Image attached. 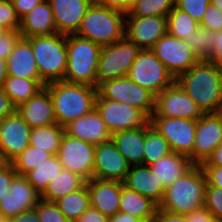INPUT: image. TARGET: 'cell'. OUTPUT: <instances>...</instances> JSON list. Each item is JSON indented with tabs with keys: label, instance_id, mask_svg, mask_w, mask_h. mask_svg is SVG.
I'll return each instance as SVG.
<instances>
[{
	"label": "cell",
	"instance_id": "11",
	"mask_svg": "<svg viewBox=\"0 0 222 222\" xmlns=\"http://www.w3.org/2000/svg\"><path fill=\"white\" fill-rule=\"evenodd\" d=\"M203 114L194 100L174 81L155 96V108L150 117L198 120Z\"/></svg>",
	"mask_w": 222,
	"mask_h": 222
},
{
	"label": "cell",
	"instance_id": "60",
	"mask_svg": "<svg viewBox=\"0 0 222 222\" xmlns=\"http://www.w3.org/2000/svg\"><path fill=\"white\" fill-rule=\"evenodd\" d=\"M10 164V161L6 158L4 151L0 147V168H3Z\"/></svg>",
	"mask_w": 222,
	"mask_h": 222
},
{
	"label": "cell",
	"instance_id": "45",
	"mask_svg": "<svg viewBox=\"0 0 222 222\" xmlns=\"http://www.w3.org/2000/svg\"><path fill=\"white\" fill-rule=\"evenodd\" d=\"M21 37L19 31H7L0 36V58L7 60L12 53L16 42Z\"/></svg>",
	"mask_w": 222,
	"mask_h": 222
},
{
	"label": "cell",
	"instance_id": "56",
	"mask_svg": "<svg viewBox=\"0 0 222 222\" xmlns=\"http://www.w3.org/2000/svg\"><path fill=\"white\" fill-rule=\"evenodd\" d=\"M201 166L222 167V142L215 148L212 155Z\"/></svg>",
	"mask_w": 222,
	"mask_h": 222
},
{
	"label": "cell",
	"instance_id": "34",
	"mask_svg": "<svg viewBox=\"0 0 222 222\" xmlns=\"http://www.w3.org/2000/svg\"><path fill=\"white\" fill-rule=\"evenodd\" d=\"M63 167L58 160L57 155L42 161L34 169L26 173L24 176L28 182L42 194L47 188L49 182L62 171Z\"/></svg>",
	"mask_w": 222,
	"mask_h": 222
},
{
	"label": "cell",
	"instance_id": "22",
	"mask_svg": "<svg viewBox=\"0 0 222 222\" xmlns=\"http://www.w3.org/2000/svg\"><path fill=\"white\" fill-rule=\"evenodd\" d=\"M86 185L90 195L91 207L96 208L108 218L119 211L121 181L92 178L86 181Z\"/></svg>",
	"mask_w": 222,
	"mask_h": 222
},
{
	"label": "cell",
	"instance_id": "48",
	"mask_svg": "<svg viewBox=\"0 0 222 222\" xmlns=\"http://www.w3.org/2000/svg\"><path fill=\"white\" fill-rule=\"evenodd\" d=\"M153 218L155 222H188L185 214L172 213L160 208H157Z\"/></svg>",
	"mask_w": 222,
	"mask_h": 222
},
{
	"label": "cell",
	"instance_id": "43",
	"mask_svg": "<svg viewBox=\"0 0 222 222\" xmlns=\"http://www.w3.org/2000/svg\"><path fill=\"white\" fill-rule=\"evenodd\" d=\"M210 0H175V6L188 13L198 23L201 22Z\"/></svg>",
	"mask_w": 222,
	"mask_h": 222
},
{
	"label": "cell",
	"instance_id": "40",
	"mask_svg": "<svg viewBox=\"0 0 222 222\" xmlns=\"http://www.w3.org/2000/svg\"><path fill=\"white\" fill-rule=\"evenodd\" d=\"M203 207L222 222V189L207 182Z\"/></svg>",
	"mask_w": 222,
	"mask_h": 222
},
{
	"label": "cell",
	"instance_id": "28",
	"mask_svg": "<svg viewBox=\"0 0 222 222\" xmlns=\"http://www.w3.org/2000/svg\"><path fill=\"white\" fill-rule=\"evenodd\" d=\"M194 165L190 157L171 152L149 167L158 180L162 182V185L167 188L177 178L187 173Z\"/></svg>",
	"mask_w": 222,
	"mask_h": 222
},
{
	"label": "cell",
	"instance_id": "24",
	"mask_svg": "<svg viewBox=\"0 0 222 222\" xmlns=\"http://www.w3.org/2000/svg\"><path fill=\"white\" fill-rule=\"evenodd\" d=\"M123 186L151 198L158 205L162 201L165 187L147 165H131L126 173Z\"/></svg>",
	"mask_w": 222,
	"mask_h": 222
},
{
	"label": "cell",
	"instance_id": "23",
	"mask_svg": "<svg viewBox=\"0 0 222 222\" xmlns=\"http://www.w3.org/2000/svg\"><path fill=\"white\" fill-rule=\"evenodd\" d=\"M16 111L31 128L57 123L53 101L45 86L28 101L20 104Z\"/></svg>",
	"mask_w": 222,
	"mask_h": 222
},
{
	"label": "cell",
	"instance_id": "9",
	"mask_svg": "<svg viewBox=\"0 0 222 222\" xmlns=\"http://www.w3.org/2000/svg\"><path fill=\"white\" fill-rule=\"evenodd\" d=\"M97 93L104 99L129 104L140 109L148 118L155 108V95L131 81L127 76L109 80L97 87Z\"/></svg>",
	"mask_w": 222,
	"mask_h": 222
},
{
	"label": "cell",
	"instance_id": "55",
	"mask_svg": "<svg viewBox=\"0 0 222 222\" xmlns=\"http://www.w3.org/2000/svg\"><path fill=\"white\" fill-rule=\"evenodd\" d=\"M105 5L112 9L124 12L126 14L130 11L131 6L133 5V1L132 0H106Z\"/></svg>",
	"mask_w": 222,
	"mask_h": 222
},
{
	"label": "cell",
	"instance_id": "42",
	"mask_svg": "<svg viewBox=\"0 0 222 222\" xmlns=\"http://www.w3.org/2000/svg\"><path fill=\"white\" fill-rule=\"evenodd\" d=\"M35 209L41 222H70L54 202H47L41 199Z\"/></svg>",
	"mask_w": 222,
	"mask_h": 222
},
{
	"label": "cell",
	"instance_id": "3",
	"mask_svg": "<svg viewBox=\"0 0 222 222\" xmlns=\"http://www.w3.org/2000/svg\"><path fill=\"white\" fill-rule=\"evenodd\" d=\"M207 176L201 165H194L187 173L165 188L158 208L177 214H188L204 205Z\"/></svg>",
	"mask_w": 222,
	"mask_h": 222
},
{
	"label": "cell",
	"instance_id": "63",
	"mask_svg": "<svg viewBox=\"0 0 222 222\" xmlns=\"http://www.w3.org/2000/svg\"><path fill=\"white\" fill-rule=\"evenodd\" d=\"M8 30L4 27L0 26V36H2L4 33H6Z\"/></svg>",
	"mask_w": 222,
	"mask_h": 222
},
{
	"label": "cell",
	"instance_id": "25",
	"mask_svg": "<svg viewBox=\"0 0 222 222\" xmlns=\"http://www.w3.org/2000/svg\"><path fill=\"white\" fill-rule=\"evenodd\" d=\"M8 75L26 79H36L43 86L45 83L40 79L35 57L28 38L20 37L14 49L7 59Z\"/></svg>",
	"mask_w": 222,
	"mask_h": 222
},
{
	"label": "cell",
	"instance_id": "20",
	"mask_svg": "<svg viewBox=\"0 0 222 222\" xmlns=\"http://www.w3.org/2000/svg\"><path fill=\"white\" fill-rule=\"evenodd\" d=\"M65 134L92 144L105 143L111 140L112 134L94 108L91 112L69 122L64 126Z\"/></svg>",
	"mask_w": 222,
	"mask_h": 222
},
{
	"label": "cell",
	"instance_id": "49",
	"mask_svg": "<svg viewBox=\"0 0 222 222\" xmlns=\"http://www.w3.org/2000/svg\"><path fill=\"white\" fill-rule=\"evenodd\" d=\"M207 176V182L222 189V167L219 166H202Z\"/></svg>",
	"mask_w": 222,
	"mask_h": 222
},
{
	"label": "cell",
	"instance_id": "21",
	"mask_svg": "<svg viewBox=\"0 0 222 222\" xmlns=\"http://www.w3.org/2000/svg\"><path fill=\"white\" fill-rule=\"evenodd\" d=\"M53 11L57 33L76 34L90 6L88 0H48Z\"/></svg>",
	"mask_w": 222,
	"mask_h": 222
},
{
	"label": "cell",
	"instance_id": "57",
	"mask_svg": "<svg viewBox=\"0 0 222 222\" xmlns=\"http://www.w3.org/2000/svg\"><path fill=\"white\" fill-rule=\"evenodd\" d=\"M108 222H141V219L136 216L118 211L112 217H109Z\"/></svg>",
	"mask_w": 222,
	"mask_h": 222
},
{
	"label": "cell",
	"instance_id": "7",
	"mask_svg": "<svg viewBox=\"0 0 222 222\" xmlns=\"http://www.w3.org/2000/svg\"><path fill=\"white\" fill-rule=\"evenodd\" d=\"M140 51L126 37L102 46L97 66V87L103 82L126 77Z\"/></svg>",
	"mask_w": 222,
	"mask_h": 222
},
{
	"label": "cell",
	"instance_id": "65",
	"mask_svg": "<svg viewBox=\"0 0 222 222\" xmlns=\"http://www.w3.org/2000/svg\"><path fill=\"white\" fill-rule=\"evenodd\" d=\"M0 222H6V219L0 214Z\"/></svg>",
	"mask_w": 222,
	"mask_h": 222
},
{
	"label": "cell",
	"instance_id": "31",
	"mask_svg": "<svg viewBox=\"0 0 222 222\" xmlns=\"http://www.w3.org/2000/svg\"><path fill=\"white\" fill-rule=\"evenodd\" d=\"M43 87L36 79H26L11 75H8L3 84L4 92L16 108L28 101Z\"/></svg>",
	"mask_w": 222,
	"mask_h": 222
},
{
	"label": "cell",
	"instance_id": "41",
	"mask_svg": "<svg viewBox=\"0 0 222 222\" xmlns=\"http://www.w3.org/2000/svg\"><path fill=\"white\" fill-rule=\"evenodd\" d=\"M0 26L8 31H19L20 19L13 8L11 0H0Z\"/></svg>",
	"mask_w": 222,
	"mask_h": 222
},
{
	"label": "cell",
	"instance_id": "19",
	"mask_svg": "<svg viewBox=\"0 0 222 222\" xmlns=\"http://www.w3.org/2000/svg\"><path fill=\"white\" fill-rule=\"evenodd\" d=\"M222 142V130L212 113L203 114L196 120L195 143L189 156L195 165H202Z\"/></svg>",
	"mask_w": 222,
	"mask_h": 222
},
{
	"label": "cell",
	"instance_id": "51",
	"mask_svg": "<svg viewBox=\"0 0 222 222\" xmlns=\"http://www.w3.org/2000/svg\"><path fill=\"white\" fill-rule=\"evenodd\" d=\"M108 217L94 207H89L75 222H108Z\"/></svg>",
	"mask_w": 222,
	"mask_h": 222
},
{
	"label": "cell",
	"instance_id": "14",
	"mask_svg": "<svg viewBox=\"0 0 222 222\" xmlns=\"http://www.w3.org/2000/svg\"><path fill=\"white\" fill-rule=\"evenodd\" d=\"M95 109L111 134L143 126L149 121L140 109L129 104L104 99L98 93L95 99Z\"/></svg>",
	"mask_w": 222,
	"mask_h": 222
},
{
	"label": "cell",
	"instance_id": "33",
	"mask_svg": "<svg viewBox=\"0 0 222 222\" xmlns=\"http://www.w3.org/2000/svg\"><path fill=\"white\" fill-rule=\"evenodd\" d=\"M54 203L66 219L75 222L90 207L87 185L85 184L75 192L68 193Z\"/></svg>",
	"mask_w": 222,
	"mask_h": 222
},
{
	"label": "cell",
	"instance_id": "2",
	"mask_svg": "<svg viewBox=\"0 0 222 222\" xmlns=\"http://www.w3.org/2000/svg\"><path fill=\"white\" fill-rule=\"evenodd\" d=\"M53 101L56 122L65 126L95 108L97 87L64 80L45 84Z\"/></svg>",
	"mask_w": 222,
	"mask_h": 222
},
{
	"label": "cell",
	"instance_id": "59",
	"mask_svg": "<svg viewBox=\"0 0 222 222\" xmlns=\"http://www.w3.org/2000/svg\"><path fill=\"white\" fill-rule=\"evenodd\" d=\"M219 122L222 130V104L212 113Z\"/></svg>",
	"mask_w": 222,
	"mask_h": 222
},
{
	"label": "cell",
	"instance_id": "27",
	"mask_svg": "<svg viewBox=\"0 0 222 222\" xmlns=\"http://www.w3.org/2000/svg\"><path fill=\"white\" fill-rule=\"evenodd\" d=\"M111 140L130 166L143 164L145 125L114 132Z\"/></svg>",
	"mask_w": 222,
	"mask_h": 222
},
{
	"label": "cell",
	"instance_id": "12",
	"mask_svg": "<svg viewBox=\"0 0 222 222\" xmlns=\"http://www.w3.org/2000/svg\"><path fill=\"white\" fill-rule=\"evenodd\" d=\"M95 144L64 134L57 152L63 169L79 174L86 181L93 178Z\"/></svg>",
	"mask_w": 222,
	"mask_h": 222
},
{
	"label": "cell",
	"instance_id": "38",
	"mask_svg": "<svg viewBox=\"0 0 222 222\" xmlns=\"http://www.w3.org/2000/svg\"><path fill=\"white\" fill-rule=\"evenodd\" d=\"M174 6L175 0H135L126 15L135 17H167Z\"/></svg>",
	"mask_w": 222,
	"mask_h": 222
},
{
	"label": "cell",
	"instance_id": "16",
	"mask_svg": "<svg viewBox=\"0 0 222 222\" xmlns=\"http://www.w3.org/2000/svg\"><path fill=\"white\" fill-rule=\"evenodd\" d=\"M125 17V37L141 50L151 49L167 33V17Z\"/></svg>",
	"mask_w": 222,
	"mask_h": 222
},
{
	"label": "cell",
	"instance_id": "54",
	"mask_svg": "<svg viewBox=\"0 0 222 222\" xmlns=\"http://www.w3.org/2000/svg\"><path fill=\"white\" fill-rule=\"evenodd\" d=\"M6 222H41V220L39 219L36 209L34 208L24 211L17 216L6 220Z\"/></svg>",
	"mask_w": 222,
	"mask_h": 222
},
{
	"label": "cell",
	"instance_id": "13",
	"mask_svg": "<svg viewBox=\"0 0 222 222\" xmlns=\"http://www.w3.org/2000/svg\"><path fill=\"white\" fill-rule=\"evenodd\" d=\"M151 50L174 78L188 71L199 61L183 39L176 38L168 32L155 43Z\"/></svg>",
	"mask_w": 222,
	"mask_h": 222
},
{
	"label": "cell",
	"instance_id": "58",
	"mask_svg": "<svg viewBox=\"0 0 222 222\" xmlns=\"http://www.w3.org/2000/svg\"><path fill=\"white\" fill-rule=\"evenodd\" d=\"M7 77V60L0 58V87H3L4 81Z\"/></svg>",
	"mask_w": 222,
	"mask_h": 222
},
{
	"label": "cell",
	"instance_id": "64",
	"mask_svg": "<svg viewBox=\"0 0 222 222\" xmlns=\"http://www.w3.org/2000/svg\"><path fill=\"white\" fill-rule=\"evenodd\" d=\"M141 222H155L154 218H150L147 220H141Z\"/></svg>",
	"mask_w": 222,
	"mask_h": 222
},
{
	"label": "cell",
	"instance_id": "50",
	"mask_svg": "<svg viewBox=\"0 0 222 222\" xmlns=\"http://www.w3.org/2000/svg\"><path fill=\"white\" fill-rule=\"evenodd\" d=\"M185 215L188 222H218L215 216L204 207Z\"/></svg>",
	"mask_w": 222,
	"mask_h": 222
},
{
	"label": "cell",
	"instance_id": "39",
	"mask_svg": "<svg viewBox=\"0 0 222 222\" xmlns=\"http://www.w3.org/2000/svg\"><path fill=\"white\" fill-rule=\"evenodd\" d=\"M51 156V153L29 145L10 163L18 175H25Z\"/></svg>",
	"mask_w": 222,
	"mask_h": 222
},
{
	"label": "cell",
	"instance_id": "62",
	"mask_svg": "<svg viewBox=\"0 0 222 222\" xmlns=\"http://www.w3.org/2000/svg\"><path fill=\"white\" fill-rule=\"evenodd\" d=\"M106 0H88L90 5H105Z\"/></svg>",
	"mask_w": 222,
	"mask_h": 222
},
{
	"label": "cell",
	"instance_id": "52",
	"mask_svg": "<svg viewBox=\"0 0 222 222\" xmlns=\"http://www.w3.org/2000/svg\"><path fill=\"white\" fill-rule=\"evenodd\" d=\"M16 110V107L12 104L8 95L4 92L3 87H0V121L12 114Z\"/></svg>",
	"mask_w": 222,
	"mask_h": 222
},
{
	"label": "cell",
	"instance_id": "61",
	"mask_svg": "<svg viewBox=\"0 0 222 222\" xmlns=\"http://www.w3.org/2000/svg\"><path fill=\"white\" fill-rule=\"evenodd\" d=\"M210 4L214 5L222 12V0H210Z\"/></svg>",
	"mask_w": 222,
	"mask_h": 222
},
{
	"label": "cell",
	"instance_id": "26",
	"mask_svg": "<svg viewBox=\"0 0 222 222\" xmlns=\"http://www.w3.org/2000/svg\"><path fill=\"white\" fill-rule=\"evenodd\" d=\"M19 32L24 38L57 33L53 11L48 0H43L20 20Z\"/></svg>",
	"mask_w": 222,
	"mask_h": 222
},
{
	"label": "cell",
	"instance_id": "44",
	"mask_svg": "<svg viewBox=\"0 0 222 222\" xmlns=\"http://www.w3.org/2000/svg\"><path fill=\"white\" fill-rule=\"evenodd\" d=\"M199 25L213 32L222 30V12L214 5L210 4L206 8L205 14Z\"/></svg>",
	"mask_w": 222,
	"mask_h": 222
},
{
	"label": "cell",
	"instance_id": "15",
	"mask_svg": "<svg viewBox=\"0 0 222 222\" xmlns=\"http://www.w3.org/2000/svg\"><path fill=\"white\" fill-rule=\"evenodd\" d=\"M41 200V194L28 182L24 175H16L8 193L0 199V214L6 219L34 209Z\"/></svg>",
	"mask_w": 222,
	"mask_h": 222
},
{
	"label": "cell",
	"instance_id": "1",
	"mask_svg": "<svg viewBox=\"0 0 222 222\" xmlns=\"http://www.w3.org/2000/svg\"><path fill=\"white\" fill-rule=\"evenodd\" d=\"M175 81L204 114L213 113L222 104V68L208 60H199Z\"/></svg>",
	"mask_w": 222,
	"mask_h": 222
},
{
	"label": "cell",
	"instance_id": "30",
	"mask_svg": "<svg viewBox=\"0 0 222 222\" xmlns=\"http://www.w3.org/2000/svg\"><path fill=\"white\" fill-rule=\"evenodd\" d=\"M86 184V180L79 174L62 169L60 173L52 179L45 191L41 194V199L47 202H55L82 188Z\"/></svg>",
	"mask_w": 222,
	"mask_h": 222
},
{
	"label": "cell",
	"instance_id": "37",
	"mask_svg": "<svg viewBox=\"0 0 222 222\" xmlns=\"http://www.w3.org/2000/svg\"><path fill=\"white\" fill-rule=\"evenodd\" d=\"M216 32L200 25L193 30L189 39H183L193 50L199 60H209L213 55Z\"/></svg>",
	"mask_w": 222,
	"mask_h": 222
},
{
	"label": "cell",
	"instance_id": "8",
	"mask_svg": "<svg viewBox=\"0 0 222 222\" xmlns=\"http://www.w3.org/2000/svg\"><path fill=\"white\" fill-rule=\"evenodd\" d=\"M127 77L139 86L148 89L155 96L175 81L174 76L151 49H143L138 53L129 68Z\"/></svg>",
	"mask_w": 222,
	"mask_h": 222
},
{
	"label": "cell",
	"instance_id": "6",
	"mask_svg": "<svg viewBox=\"0 0 222 222\" xmlns=\"http://www.w3.org/2000/svg\"><path fill=\"white\" fill-rule=\"evenodd\" d=\"M40 79L45 83L64 80L67 67L66 35L33 36L28 38Z\"/></svg>",
	"mask_w": 222,
	"mask_h": 222
},
{
	"label": "cell",
	"instance_id": "36",
	"mask_svg": "<svg viewBox=\"0 0 222 222\" xmlns=\"http://www.w3.org/2000/svg\"><path fill=\"white\" fill-rule=\"evenodd\" d=\"M167 32L179 39H189L199 23L176 6L167 15Z\"/></svg>",
	"mask_w": 222,
	"mask_h": 222
},
{
	"label": "cell",
	"instance_id": "10",
	"mask_svg": "<svg viewBox=\"0 0 222 222\" xmlns=\"http://www.w3.org/2000/svg\"><path fill=\"white\" fill-rule=\"evenodd\" d=\"M151 126L161 134L172 152L190 156L196 133V120L187 118L150 117Z\"/></svg>",
	"mask_w": 222,
	"mask_h": 222
},
{
	"label": "cell",
	"instance_id": "29",
	"mask_svg": "<svg viewBox=\"0 0 222 222\" xmlns=\"http://www.w3.org/2000/svg\"><path fill=\"white\" fill-rule=\"evenodd\" d=\"M158 204L151 198L123 186L119 200V211L136 216L141 220L153 218Z\"/></svg>",
	"mask_w": 222,
	"mask_h": 222
},
{
	"label": "cell",
	"instance_id": "35",
	"mask_svg": "<svg viewBox=\"0 0 222 222\" xmlns=\"http://www.w3.org/2000/svg\"><path fill=\"white\" fill-rule=\"evenodd\" d=\"M171 152L168 141L148 121L145 124L143 165L150 166Z\"/></svg>",
	"mask_w": 222,
	"mask_h": 222
},
{
	"label": "cell",
	"instance_id": "5",
	"mask_svg": "<svg viewBox=\"0 0 222 222\" xmlns=\"http://www.w3.org/2000/svg\"><path fill=\"white\" fill-rule=\"evenodd\" d=\"M124 12L106 5H90L76 35L105 46L125 37Z\"/></svg>",
	"mask_w": 222,
	"mask_h": 222
},
{
	"label": "cell",
	"instance_id": "18",
	"mask_svg": "<svg viewBox=\"0 0 222 222\" xmlns=\"http://www.w3.org/2000/svg\"><path fill=\"white\" fill-rule=\"evenodd\" d=\"M30 131L16 110L0 121V147L10 162L30 145Z\"/></svg>",
	"mask_w": 222,
	"mask_h": 222
},
{
	"label": "cell",
	"instance_id": "46",
	"mask_svg": "<svg viewBox=\"0 0 222 222\" xmlns=\"http://www.w3.org/2000/svg\"><path fill=\"white\" fill-rule=\"evenodd\" d=\"M17 175V172L13 168L12 164L0 168V199L4 198L8 193L13 178Z\"/></svg>",
	"mask_w": 222,
	"mask_h": 222
},
{
	"label": "cell",
	"instance_id": "47",
	"mask_svg": "<svg viewBox=\"0 0 222 222\" xmlns=\"http://www.w3.org/2000/svg\"><path fill=\"white\" fill-rule=\"evenodd\" d=\"M42 1L43 0H11L13 8L20 20L37 5L41 4Z\"/></svg>",
	"mask_w": 222,
	"mask_h": 222
},
{
	"label": "cell",
	"instance_id": "17",
	"mask_svg": "<svg viewBox=\"0 0 222 222\" xmlns=\"http://www.w3.org/2000/svg\"><path fill=\"white\" fill-rule=\"evenodd\" d=\"M130 164L112 140L95 145L93 178L123 181Z\"/></svg>",
	"mask_w": 222,
	"mask_h": 222
},
{
	"label": "cell",
	"instance_id": "53",
	"mask_svg": "<svg viewBox=\"0 0 222 222\" xmlns=\"http://www.w3.org/2000/svg\"><path fill=\"white\" fill-rule=\"evenodd\" d=\"M222 68V30L216 32V39L213 47V55L208 60Z\"/></svg>",
	"mask_w": 222,
	"mask_h": 222
},
{
	"label": "cell",
	"instance_id": "32",
	"mask_svg": "<svg viewBox=\"0 0 222 222\" xmlns=\"http://www.w3.org/2000/svg\"><path fill=\"white\" fill-rule=\"evenodd\" d=\"M65 129L59 124L34 127L30 131V145L57 155Z\"/></svg>",
	"mask_w": 222,
	"mask_h": 222
},
{
	"label": "cell",
	"instance_id": "4",
	"mask_svg": "<svg viewBox=\"0 0 222 222\" xmlns=\"http://www.w3.org/2000/svg\"><path fill=\"white\" fill-rule=\"evenodd\" d=\"M67 67L64 81L97 87L102 46L76 34L66 35Z\"/></svg>",
	"mask_w": 222,
	"mask_h": 222
}]
</instances>
